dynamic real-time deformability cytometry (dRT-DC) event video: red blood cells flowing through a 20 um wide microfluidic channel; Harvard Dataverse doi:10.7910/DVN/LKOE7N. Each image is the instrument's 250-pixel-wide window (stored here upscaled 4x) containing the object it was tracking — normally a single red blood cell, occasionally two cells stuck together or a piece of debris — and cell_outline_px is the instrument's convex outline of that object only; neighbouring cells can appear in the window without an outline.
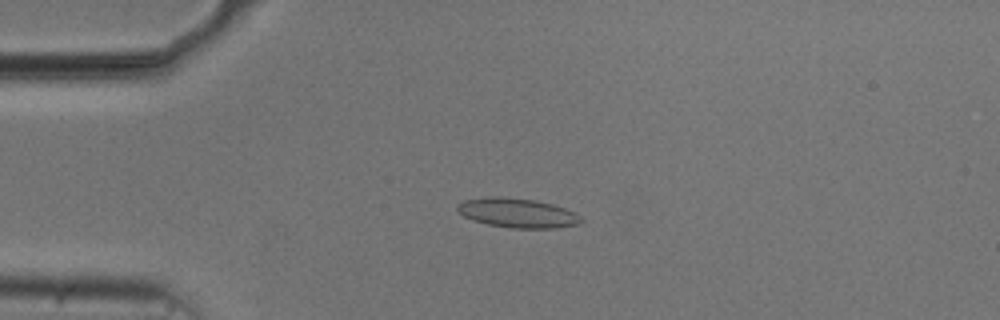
{"species": "common noctule bat (a hibernating species)", "species_latin": "Nyctalus noctula", "temperature_condition": "cold", "stored_images_in_passage": 53, "camera_frame_rate_fps": 3000, "um_per_image_px": 0.085, "animal": {"sex": "male", "body_mass_g": 20.5, "forearm_length_mm": 52.5}, "frame": {"image": 1, "passage_image": 12, "time_ms": 3.667, "image_size_px": [1000, 320], "cell_outline_px": [[584, 220], [576, 224], [556, 228], [512, 228], [488, 224], [472, 220], [464, 216], [456, 208], [464, 200], [492, 196], [496, 196], [536, 200], [552, 204], [564, 208], [580, 216]], "centroid_in_image_um": [43.98, 18.1], "position_along_channel_um": 41.0, "area_um2": 20.92}}
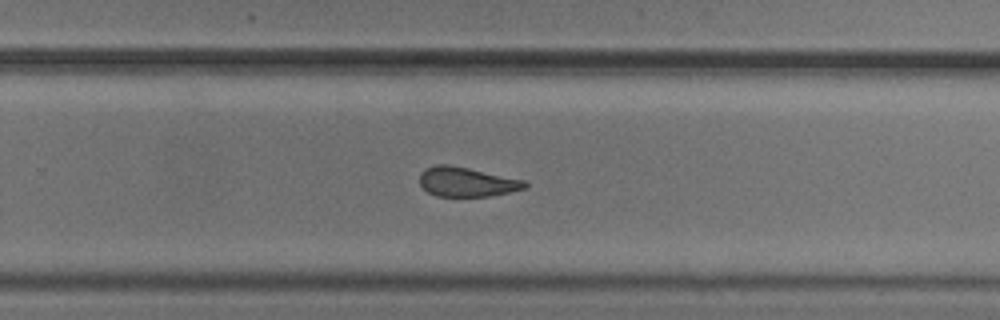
{"frame": {"image": 2, "passage_image": 34, "time_ms": 11.0, "image_size_px": [1000, 320], "cell_outline_px": [[528, 184], [524, 188], [508, 192], [488, 196], [436, 196], [428, 192], [420, 184], [420, 172], [424, 168], [436, 164], [448, 164], [468, 168], [524, 180]], "centroid_in_image_um": [39.61, 15.45], "position_along_channel_um": 290.2, "area_um2": 17.92}}
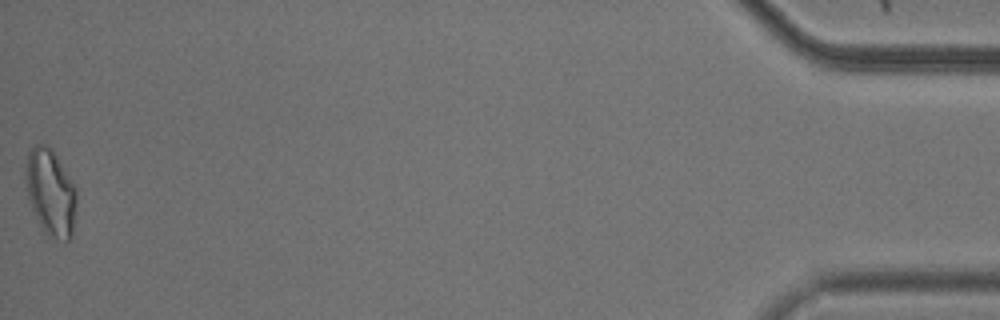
{"frame": {"image": 3, "passage_image": 53, "time_ms": 17.333, "image_size_px": [1000, 320], "cell_outline_px": [[76, 204], [72, 236], [64, 244], [48, 236], [44, 232], [32, 208], [28, 196], [24, 176], [28, 152], [32, 144], [48, 144], [52, 148], [76, 188]], "centroid_in_image_um": [4.3, 16.36], "position_along_channel_um": 430.9, "area_um2": 26.01}, "authors_computed_cell_mechanics": {"area_um2": 19.5942, "velocity_mm_per_s": 3.7385, "shape_relaxation_time_tau1_ms": 3.7304, "shape_relaxation_time_tau2_ms": 1.708, "deformation_change_tau1": 0.1197, "deformation_change_tau2": 0.0933}}